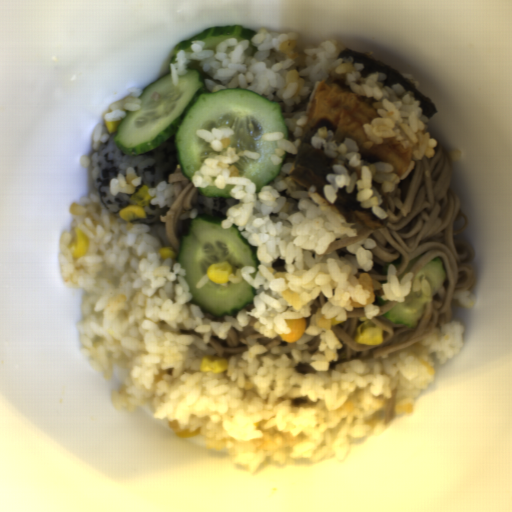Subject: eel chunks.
<instances>
[{
    "label": "eel chunks",
    "mask_w": 512,
    "mask_h": 512,
    "mask_svg": "<svg viewBox=\"0 0 512 512\" xmlns=\"http://www.w3.org/2000/svg\"><path fill=\"white\" fill-rule=\"evenodd\" d=\"M352 57L353 62L363 65L360 73L366 78L374 72H384L386 78L382 80L384 87L391 88L394 84H400L406 91H413L415 101H419L423 116L429 120L438 112L433 101L424 95L414 83L393 68L376 61L368 52H358L349 48L342 49L337 59Z\"/></svg>",
    "instance_id": "57646c5b"
},
{
    "label": "eel chunks",
    "mask_w": 512,
    "mask_h": 512,
    "mask_svg": "<svg viewBox=\"0 0 512 512\" xmlns=\"http://www.w3.org/2000/svg\"><path fill=\"white\" fill-rule=\"evenodd\" d=\"M356 186L351 193L346 192V187L340 188L336 194L333 209L338 211L344 220L357 223L367 229H377L383 223L382 219L373 213L372 208H364L357 199Z\"/></svg>",
    "instance_id": "5b157139"
},
{
    "label": "eel chunks",
    "mask_w": 512,
    "mask_h": 512,
    "mask_svg": "<svg viewBox=\"0 0 512 512\" xmlns=\"http://www.w3.org/2000/svg\"><path fill=\"white\" fill-rule=\"evenodd\" d=\"M370 183L381 198L380 208L386 212V210L388 209V204H389V194L384 190L381 183H377L373 179L371 180Z\"/></svg>",
    "instance_id": "9297f934"
},
{
    "label": "eel chunks",
    "mask_w": 512,
    "mask_h": 512,
    "mask_svg": "<svg viewBox=\"0 0 512 512\" xmlns=\"http://www.w3.org/2000/svg\"><path fill=\"white\" fill-rule=\"evenodd\" d=\"M374 102L375 97L353 91L346 74L330 73L319 82L307 113V123L302 126L300 143L288 176L302 188L315 187V193L326 198L324 186L329 183L327 176L333 172L332 165L337 164L338 160L326 155L324 149L311 144L319 127L331 130V138L338 145L345 138L352 139L358 147L360 159L369 163H389L393 168L391 173L399 177L404 175L413 154L402 142L386 136L382 143L366 147L368 139L364 123L379 115Z\"/></svg>",
    "instance_id": "4dd315ae"
}]
</instances>
